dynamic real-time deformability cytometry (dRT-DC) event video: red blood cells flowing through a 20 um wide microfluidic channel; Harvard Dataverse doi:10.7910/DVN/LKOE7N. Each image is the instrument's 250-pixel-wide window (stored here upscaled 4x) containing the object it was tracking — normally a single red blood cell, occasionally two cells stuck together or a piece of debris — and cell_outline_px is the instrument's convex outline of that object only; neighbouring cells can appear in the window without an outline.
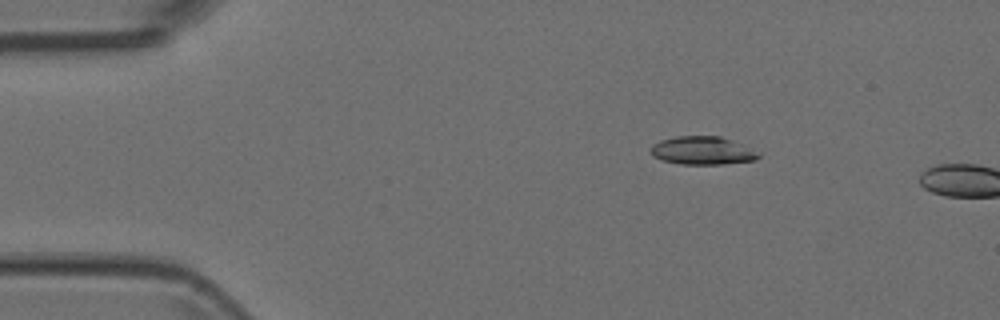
{"species": "Egyptian fruit bat (a non-hibernating species)", "species_latin": "Rousettus aegyptiacus", "temperature_condition": "room temperature", "stored_images_in_passage": 4, "camera_frame_rate_fps": 3000, "um_per_image_px": 0.085, "animal": {"sex": "female"}, "frame": {"image": 1, "passage_image": 3, "time_ms": 0.667, "image_size_px": [1000, 320], "cell_outline_px": [[760, 156], [756, 160], [724, 164], [680, 164], [660, 160], [652, 156], [652, 144], [660, 140], [676, 136], [720, 136], [732, 140], [760, 152]], "centroid_in_image_um": [59.71, 12.8], "position_along_channel_um": 25.3, "area_um2": 17.8}}